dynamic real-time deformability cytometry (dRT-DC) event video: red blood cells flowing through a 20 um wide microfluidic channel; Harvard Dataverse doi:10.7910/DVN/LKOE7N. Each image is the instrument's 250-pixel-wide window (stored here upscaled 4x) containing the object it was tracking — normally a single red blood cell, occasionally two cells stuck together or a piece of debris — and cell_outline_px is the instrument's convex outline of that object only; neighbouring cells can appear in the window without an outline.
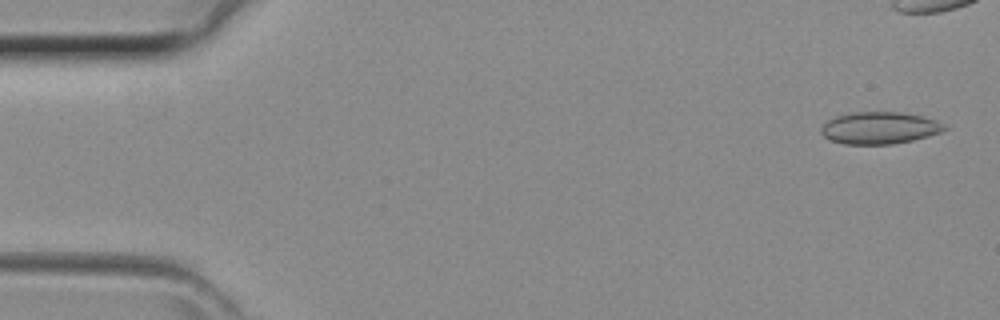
{"species": "common noctule bat (a hibernating species)", "species_latin": "Nyctalus noctula", "temperature_condition": "room temperature", "stored_images_in_passage": 34, "camera_frame_rate_fps": 3000, "um_per_image_px": 0.085, "animal": {"sex": "female", "body_mass_g": 29.2, "forearm_length_mm": 56.3}, "frame": {"image": 1, "passage_image": 2, "time_ms": 0.333, "image_size_px": [1000, 320], "cell_outline_px": [[948, 128], [940, 132], [928, 136], [912, 140], [892, 144], [844, 144], [828, 140], [820, 132], [820, 128], [828, 120], [836, 116], [848, 112], [904, 112], [924, 116], [936, 120]], "centroid_in_image_um": [74.73, 10.87], "position_along_channel_um": 10.3, "area_um2": 23.18}}
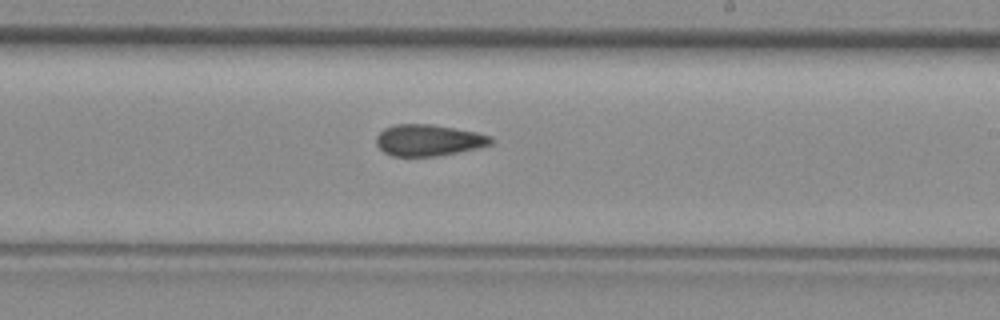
{"frame": {"image": 2, "passage_image": 25, "time_ms": 8.0, "image_size_px": [1000, 320], "cell_outline_px": [[496, 140], [492, 144], [476, 148], [436, 156], [392, 156], [384, 152], [376, 144], [376, 136], [384, 128], [396, 124], [432, 124], [476, 132], [492, 136]], "centroid_in_image_um": [36.43, 11.91], "position_along_channel_um": 252.6, "area_um2": 20.98}}
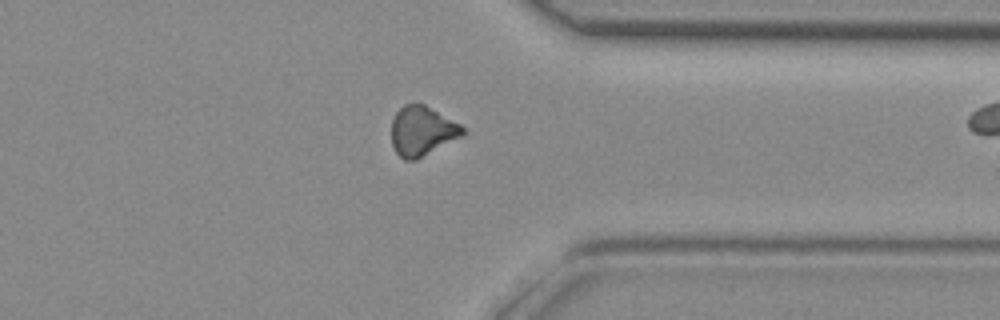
{"frame": {"image": 3, "passage_image": 33, "time_ms": 10.667, "image_size_px": [1000, 320], "cell_outline_px": [[468, 132], [464, 136], [416, 160], [404, 160], [396, 152], [392, 144], [392, 120], [396, 112], [404, 104], [424, 104], [460, 124]], "centroid_in_image_um": [35.91, 11.15], "position_along_channel_um": 375.5, "area_um2": 20.69}}